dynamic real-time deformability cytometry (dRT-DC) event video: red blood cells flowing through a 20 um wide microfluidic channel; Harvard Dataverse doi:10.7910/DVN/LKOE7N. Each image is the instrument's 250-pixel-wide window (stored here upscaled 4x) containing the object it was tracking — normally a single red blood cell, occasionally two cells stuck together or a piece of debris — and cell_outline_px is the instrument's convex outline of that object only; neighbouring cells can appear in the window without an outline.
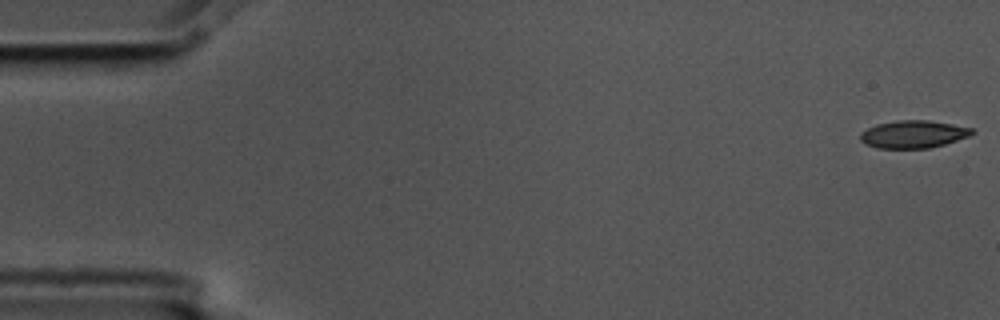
{"species": "common noctule bat (a hibernating species)", "species_latin": "Nyctalus noctula", "temperature_condition": "cold", "stored_images_in_passage": 5, "camera_frame_rate_fps": 3000, "um_per_image_px": 0.085, "animal": {"sex": "male", "body_mass_g": 17.5, "forearm_length_mm": 52.3}, "frame": {"image": 1, "passage_image": 1, "time_ms": 0.0, "image_size_px": [1000, 320], "cell_outline_px": [[976, 132], [968, 136], [944, 144], [928, 148], [876, 148], [864, 144], [860, 140], [860, 132], [876, 124], [896, 120], [928, 120], [952, 124], [972, 128]], "centroid_in_image_um": [77.59, 11.4], "position_along_channel_um": 7.4, "area_um2": 17.98}}
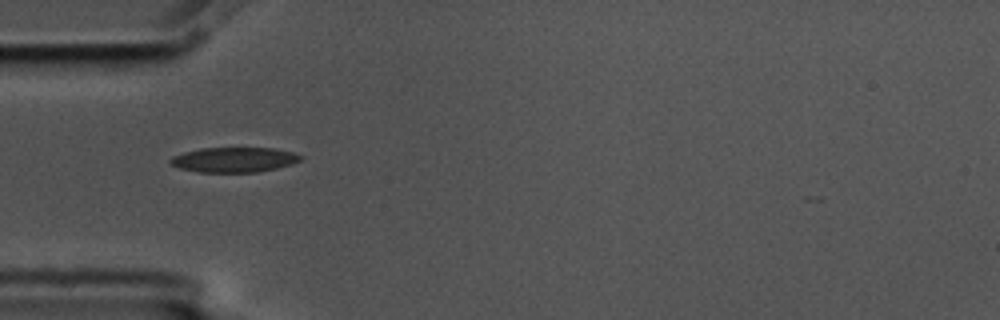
{"frame": {"image": 2, "passage_image": 5, "time_ms": 1.333, "image_size_px": [1000, 320], "cell_outline_px": [[304, 156], [300, 160], [292, 164], [276, 168], [256, 172], [196, 172], [180, 168], [168, 164], [168, 160], [172, 156], [184, 152], [200, 148], [272, 148], [292, 152]], "centroid_in_image_um": [19.85, 13.58], "position_along_channel_um": 65.2, "area_um2": 19.02}}